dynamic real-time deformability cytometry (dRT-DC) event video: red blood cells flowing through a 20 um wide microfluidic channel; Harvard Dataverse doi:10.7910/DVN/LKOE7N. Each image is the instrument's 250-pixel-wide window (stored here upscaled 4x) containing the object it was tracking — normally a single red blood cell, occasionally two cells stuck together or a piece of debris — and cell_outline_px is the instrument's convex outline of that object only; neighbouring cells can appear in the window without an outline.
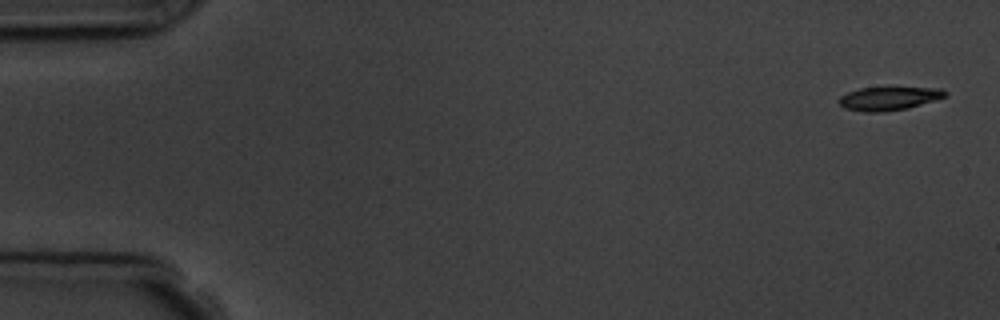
{"species": "common noctule bat (a hibernating species)", "species_latin": "Nyctalus noctula", "temperature_condition": "room temperature", "stored_images_in_passage": 5, "camera_frame_rate_fps": 3000, "um_per_image_px": 0.085, "animal": {"sex": "male", "body_mass_g": 19.5, "forearm_length_mm": 54.6}, "frame": {"image": 1, "passage_image": 1, "time_ms": 0.0, "image_size_px": [1000, 320], "cell_outline_px": [[948, 96], [908, 108], [884, 112], [864, 112], [844, 108], [836, 100], [840, 96], [848, 92], [860, 88], [940, 88], [948, 92]], "centroid_in_image_um": [75.53, 8.38], "position_along_channel_um": 9.5, "area_um2": 14.51}}
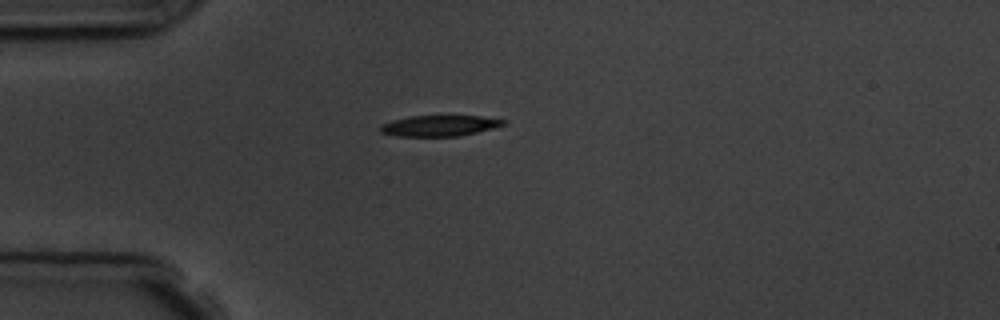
{"frame": {"image": 2, "passage_image": 5, "time_ms": 4.333, "image_size_px": [1000, 320], "cell_outline_px": [[508, 124], [460, 136], [396, 136], [380, 132], [380, 124], [392, 120], [408, 116], [480, 116], [508, 120]], "centroid_in_image_um": [37.36, 10.68], "position_along_channel_um": 47.6, "area_um2": 15.03}}